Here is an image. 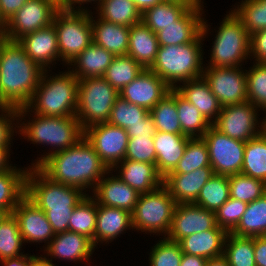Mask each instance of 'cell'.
I'll use <instances>...</instances> for the list:
<instances>
[{
    "mask_svg": "<svg viewBox=\"0 0 266 266\" xmlns=\"http://www.w3.org/2000/svg\"><path fill=\"white\" fill-rule=\"evenodd\" d=\"M44 69L32 61L18 41L6 39L0 48V100L5 107H26Z\"/></svg>",
    "mask_w": 266,
    "mask_h": 266,
    "instance_id": "cell-1",
    "label": "cell"
},
{
    "mask_svg": "<svg viewBox=\"0 0 266 266\" xmlns=\"http://www.w3.org/2000/svg\"><path fill=\"white\" fill-rule=\"evenodd\" d=\"M38 168L52 181L82 191L88 186L95 188L103 176L111 171L85 137L65 150L50 154Z\"/></svg>",
    "mask_w": 266,
    "mask_h": 266,
    "instance_id": "cell-2",
    "label": "cell"
},
{
    "mask_svg": "<svg viewBox=\"0 0 266 266\" xmlns=\"http://www.w3.org/2000/svg\"><path fill=\"white\" fill-rule=\"evenodd\" d=\"M26 196L45 212L54 233L58 234L68 231L72 212L86 194L77 187L52 181L32 166L26 176Z\"/></svg>",
    "mask_w": 266,
    "mask_h": 266,
    "instance_id": "cell-3",
    "label": "cell"
},
{
    "mask_svg": "<svg viewBox=\"0 0 266 266\" xmlns=\"http://www.w3.org/2000/svg\"><path fill=\"white\" fill-rule=\"evenodd\" d=\"M207 29L208 25L203 21L201 34L193 42L159 46L155 62L149 69L172 89L176 87L175 83L202 77L201 39L205 38Z\"/></svg>",
    "mask_w": 266,
    "mask_h": 266,
    "instance_id": "cell-4",
    "label": "cell"
},
{
    "mask_svg": "<svg viewBox=\"0 0 266 266\" xmlns=\"http://www.w3.org/2000/svg\"><path fill=\"white\" fill-rule=\"evenodd\" d=\"M46 72L47 70L44 71L29 104L18 109L19 118L25 116L31 107H34V114L38 115L76 116L79 79L71 71L47 79Z\"/></svg>",
    "mask_w": 266,
    "mask_h": 266,
    "instance_id": "cell-5",
    "label": "cell"
},
{
    "mask_svg": "<svg viewBox=\"0 0 266 266\" xmlns=\"http://www.w3.org/2000/svg\"><path fill=\"white\" fill-rule=\"evenodd\" d=\"M35 120L28 121V125L17 126L19 133L27 137L32 143L50 144L54 149L44 157L33 163V167H38L50 154L65 150L75 145L84 137V130L76 116L51 117L35 114Z\"/></svg>",
    "mask_w": 266,
    "mask_h": 266,
    "instance_id": "cell-6",
    "label": "cell"
},
{
    "mask_svg": "<svg viewBox=\"0 0 266 266\" xmlns=\"http://www.w3.org/2000/svg\"><path fill=\"white\" fill-rule=\"evenodd\" d=\"M119 92L103 77L79 79L76 118L81 128L105 123Z\"/></svg>",
    "mask_w": 266,
    "mask_h": 266,
    "instance_id": "cell-7",
    "label": "cell"
},
{
    "mask_svg": "<svg viewBox=\"0 0 266 266\" xmlns=\"http://www.w3.org/2000/svg\"><path fill=\"white\" fill-rule=\"evenodd\" d=\"M53 24L60 57L67 64L93 42L91 15L85 9H59Z\"/></svg>",
    "mask_w": 266,
    "mask_h": 266,
    "instance_id": "cell-8",
    "label": "cell"
},
{
    "mask_svg": "<svg viewBox=\"0 0 266 266\" xmlns=\"http://www.w3.org/2000/svg\"><path fill=\"white\" fill-rule=\"evenodd\" d=\"M212 47L208 68L239 67L250 55V35L233 11L223 19Z\"/></svg>",
    "mask_w": 266,
    "mask_h": 266,
    "instance_id": "cell-9",
    "label": "cell"
},
{
    "mask_svg": "<svg viewBox=\"0 0 266 266\" xmlns=\"http://www.w3.org/2000/svg\"><path fill=\"white\" fill-rule=\"evenodd\" d=\"M175 200L162 184L159 188L142 193L132 212V225L136 230L165 233L170 230Z\"/></svg>",
    "mask_w": 266,
    "mask_h": 266,
    "instance_id": "cell-10",
    "label": "cell"
},
{
    "mask_svg": "<svg viewBox=\"0 0 266 266\" xmlns=\"http://www.w3.org/2000/svg\"><path fill=\"white\" fill-rule=\"evenodd\" d=\"M202 138L207 145L214 174L230 176L241 173L246 142L228 137L213 125Z\"/></svg>",
    "mask_w": 266,
    "mask_h": 266,
    "instance_id": "cell-11",
    "label": "cell"
},
{
    "mask_svg": "<svg viewBox=\"0 0 266 266\" xmlns=\"http://www.w3.org/2000/svg\"><path fill=\"white\" fill-rule=\"evenodd\" d=\"M84 137L109 170L117 169L125 159L129 139L126 129L107 122L98 123L84 129Z\"/></svg>",
    "mask_w": 266,
    "mask_h": 266,
    "instance_id": "cell-12",
    "label": "cell"
},
{
    "mask_svg": "<svg viewBox=\"0 0 266 266\" xmlns=\"http://www.w3.org/2000/svg\"><path fill=\"white\" fill-rule=\"evenodd\" d=\"M58 10L49 0H29L7 21L6 38L18 41L27 34L51 25Z\"/></svg>",
    "mask_w": 266,
    "mask_h": 266,
    "instance_id": "cell-13",
    "label": "cell"
},
{
    "mask_svg": "<svg viewBox=\"0 0 266 266\" xmlns=\"http://www.w3.org/2000/svg\"><path fill=\"white\" fill-rule=\"evenodd\" d=\"M257 107L245 101L239 104L223 106L217 120L212 124L221 133L235 140L247 142L261 133L257 131Z\"/></svg>",
    "mask_w": 266,
    "mask_h": 266,
    "instance_id": "cell-14",
    "label": "cell"
},
{
    "mask_svg": "<svg viewBox=\"0 0 266 266\" xmlns=\"http://www.w3.org/2000/svg\"><path fill=\"white\" fill-rule=\"evenodd\" d=\"M205 69L202 76L222 107L248 101L246 72L244 73L239 67Z\"/></svg>",
    "mask_w": 266,
    "mask_h": 266,
    "instance_id": "cell-15",
    "label": "cell"
},
{
    "mask_svg": "<svg viewBox=\"0 0 266 266\" xmlns=\"http://www.w3.org/2000/svg\"><path fill=\"white\" fill-rule=\"evenodd\" d=\"M216 225L214 212L193 203L176 204L166 238L179 242L186 236L213 229Z\"/></svg>",
    "mask_w": 266,
    "mask_h": 266,
    "instance_id": "cell-16",
    "label": "cell"
},
{
    "mask_svg": "<svg viewBox=\"0 0 266 266\" xmlns=\"http://www.w3.org/2000/svg\"><path fill=\"white\" fill-rule=\"evenodd\" d=\"M171 89L156 73L150 69H144L131 83L119 91V96L150 111L169 94Z\"/></svg>",
    "mask_w": 266,
    "mask_h": 266,
    "instance_id": "cell-17",
    "label": "cell"
},
{
    "mask_svg": "<svg viewBox=\"0 0 266 266\" xmlns=\"http://www.w3.org/2000/svg\"><path fill=\"white\" fill-rule=\"evenodd\" d=\"M24 242L50 241L55 233L45 212L25 196L13 209Z\"/></svg>",
    "mask_w": 266,
    "mask_h": 266,
    "instance_id": "cell-18",
    "label": "cell"
},
{
    "mask_svg": "<svg viewBox=\"0 0 266 266\" xmlns=\"http://www.w3.org/2000/svg\"><path fill=\"white\" fill-rule=\"evenodd\" d=\"M214 175L212 167L198 168L184 174H167L163 185L176 204L194 203L206 182Z\"/></svg>",
    "mask_w": 266,
    "mask_h": 266,
    "instance_id": "cell-19",
    "label": "cell"
},
{
    "mask_svg": "<svg viewBox=\"0 0 266 266\" xmlns=\"http://www.w3.org/2000/svg\"><path fill=\"white\" fill-rule=\"evenodd\" d=\"M26 55L46 70L48 65L60 58L57 33L51 25L27 34L18 40Z\"/></svg>",
    "mask_w": 266,
    "mask_h": 266,
    "instance_id": "cell-20",
    "label": "cell"
},
{
    "mask_svg": "<svg viewBox=\"0 0 266 266\" xmlns=\"http://www.w3.org/2000/svg\"><path fill=\"white\" fill-rule=\"evenodd\" d=\"M202 6L190 7L176 22L157 32L159 46L181 45L193 42L202 31Z\"/></svg>",
    "mask_w": 266,
    "mask_h": 266,
    "instance_id": "cell-21",
    "label": "cell"
},
{
    "mask_svg": "<svg viewBox=\"0 0 266 266\" xmlns=\"http://www.w3.org/2000/svg\"><path fill=\"white\" fill-rule=\"evenodd\" d=\"M105 176L93 189L94 200L99 205L125 209L132 213L138 202L140 193L123 182L118 176Z\"/></svg>",
    "mask_w": 266,
    "mask_h": 266,
    "instance_id": "cell-22",
    "label": "cell"
},
{
    "mask_svg": "<svg viewBox=\"0 0 266 266\" xmlns=\"http://www.w3.org/2000/svg\"><path fill=\"white\" fill-rule=\"evenodd\" d=\"M189 138V136L183 134L156 131L153 136L156 151V169L163 178L177 166L185 152Z\"/></svg>",
    "mask_w": 266,
    "mask_h": 266,
    "instance_id": "cell-23",
    "label": "cell"
},
{
    "mask_svg": "<svg viewBox=\"0 0 266 266\" xmlns=\"http://www.w3.org/2000/svg\"><path fill=\"white\" fill-rule=\"evenodd\" d=\"M49 242L45 247L48 255L70 261H88L95 248L90 238L71 231L55 234Z\"/></svg>",
    "mask_w": 266,
    "mask_h": 266,
    "instance_id": "cell-24",
    "label": "cell"
},
{
    "mask_svg": "<svg viewBox=\"0 0 266 266\" xmlns=\"http://www.w3.org/2000/svg\"><path fill=\"white\" fill-rule=\"evenodd\" d=\"M183 85L182 87L176 86L174 89L183 98L193 104L210 124H213L217 120L222 106L211 92L210 86L205 78L202 76L192 79L183 82Z\"/></svg>",
    "mask_w": 266,
    "mask_h": 266,
    "instance_id": "cell-25",
    "label": "cell"
},
{
    "mask_svg": "<svg viewBox=\"0 0 266 266\" xmlns=\"http://www.w3.org/2000/svg\"><path fill=\"white\" fill-rule=\"evenodd\" d=\"M227 232L216 225L199 233H193L179 241L184 254L197 255L208 259L224 254V242Z\"/></svg>",
    "mask_w": 266,
    "mask_h": 266,
    "instance_id": "cell-26",
    "label": "cell"
},
{
    "mask_svg": "<svg viewBox=\"0 0 266 266\" xmlns=\"http://www.w3.org/2000/svg\"><path fill=\"white\" fill-rule=\"evenodd\" d=\"M133 228L132 213L125 209L97 204L96 230L94 246L98 242H109L126 229Z\"/></svg>",
    "mask_w": 266,
    "mask_h": 266,
    "instance_id": "cell-27",
    "label": "cell"
},
{
    "mask_svg": "<svg viewBox=\"0 0 266 266\" xmlns=\"http://www.w3.org/2000/svg\"><path fill=\"white\" fill-rule=\"evenodd\" d=\"M119 170V178L140 194L151 192L163 184V177L158 173L155 164L135 162L124 159Z\"/></svg>",
    "mask_w": 266,
    "mask_h": 266,
    "instance_id": "cell-28",
    "label": "cell"
},
{
    "mask_svg": "<svg viewBox=\"0 0 266 266\" xmlns=\"http://www.w3.org/2000/svg\"><path fill=\"white\" fill-rule=\"evenodd\" d=\"M158 49L157 35L142 21L130 27L127 55L144 69H149L153 65Z\"/></svg>",
    "mask_w": 266,
    "mask_h": 266,
    "instance_id": "cell-29",
    "label": "cell"
},
{
    "mask_svg": "<svg viewBox=\"0 0 266 266\" xmlns=\"http://www.w3.org/2000/svg\"><path fill=\"white\" fill-rule=\"evenodd\" d=\"M91 17L93 43L105 48L114 56L127 55L130 27Z\"/></svg>",
    "mask_w": 266,
    "mask_h": 266,
    "instance_id": "cell-30",
    "label": "cell"
},
{
    "mask_svg": "<svg viewBox=\"0 0 266 266\" xmlns=\"http://www.w3.org/2000/svg\"><path fill=\"white\" fill-rule=\"evenodd\" d=\"M114 55L105 48L100 47L93 42L71 62V65H77L72 73L78 79L89 77H103L108 66L112 63ZM74 63V64H72Z\"/></svg>",
    "mask_w": 266,
    "mask_h": 266,
    "instance_id": "cell-31",
    "label": "cell"
},
{
    "mask_svg": "<svg viewBox=\"0 0 266 266\" xmlns=\"http://www.w3.org/2000/svg\"><path fill=\"white\" fill-rule=\"evenodd\" d=\"M13 168L0 172V208L12 214L16 205L26 196L27 170Z\"/></svg>",
    "mask_w": 266,
    "mask_h": 266,
    "instance_id": "cell-32",
    "label": "cell"
},
{
    "mask_svg": "<svg viewBox=\"0 0 266 266\" xmlns=\"http://www.w3.org/2000/svg\"><path fill=\"white\" fill-rule=\"evenodd\" d=\"M190 8L188 4L163 1L145 10L141 21L155 34L175 22Z\"/></svg>",
    "mask_w": 266,
    "mask_h": 266,
    "instance_id": "cell-33",
    "label": "cell"
},
{
    "mask_svg": "<svg viewBox=\"0 0 266 266\" xmlns=\"http://www.w3.org/2000/svg\"><path fill=\"white\" fill-rule=\"evenodd\" d=\"M231 233L244 237H259L266 234V193L248 203L239 223Z\"/></svg>",
    "mask_w": 266,
    "mask_h": 266,
    "instance_id": "cell-34",
    "label": "cell"
},
{
    "mask_svg": "<svg viewBox=\"0 0 266 266\" xmlns=\"http://www.w3.org/2000/svg\"><path fill=\"white\" fill-rule=\"evenodd\" d=\"M241 173L266 183V136L262 132L245 143Z\"/></svg>",
    "mask_w": 266,
    "mask_h": 266,
    "instance_id": "cell-35",
    "label": "cell"
},
{
    "mask_svg": "<svg viewBox=\"0 0 266 266\" xmlns=\"http://www.w3.org/2000/svg\"><path fill=\"white\" fill-rule=\"evenodd\" d=\"M98 6L99 17L107 22L127 27L141 22L142 13L131 0H101Z\"/></svg>",
    "mask_w": 266,
    "mask_h": 266,
    "instance_id": "cell-36",
    "label": "cell"
},
{
    "mask_svg": "<svg viewBox=\"0 0 266 266\" xmlns=\"http://www.w3.org/2000/svg\"><path fill=\"white\" fill-rule=\"evenodd\" d=\"M149 112L156 131L181 134L175 89H171L169 94L160 100Z\"/></svg>",
    "mask_w": 266,
    "mask_h": 266,
    "instance_id": "cell-37",
    "label": "cell"
},
{
    "mask_svg": "<svg viewBox=\"0 0 266 266\" xmlns=\"http://www.w3.org/2000/svg\"><path fill=\"white\" fill-rule=\"evenodd\" d=\"M176 107L179 115L181 134L190 138L203 137L212 124L203 117L193 104L183 98L177 91Z\"/></svg>",
    "mask_w": 266,
    "mask_h": 266,
    "instance_id": "cell-38",
    "label": "cell"
},
{
    "mask_svg": "<svg viewBox=\"0 0 266 266\" xmlns=\"http://www.w3.org/2000/svg\"><path fill=\"white\" fill-rule=\"evenodd\" d=\"M229 198L228 176L214 174L203 186L193 204L216 213Z\"/></svg>",
    "mask_w": 266,
    "mask_h": 266,
    "instance_id": "cell-39",
    "label": "cell"
},
{
    "mask_svg": "<svg viewBox=\"0 0 266 266\" xmlns=\"http://www.w3.org/2000/svg\"><path fill=\"white\" fill-rule=\"evenodd\" d=\"M97 203L94 197L86 195L74 208L69 219L68 231L76 232L90 238L94 244L96 230Z\"/></svg>",
    "mask_w": 266,
    "mask_h": 266,
    "instance_id": "cell-40",
    "label": "cell"
},
{
    "mask_svg": "<svg viewBox=\"0 0 266 266\" xmlns=\"http://www.w3.org/2000/svg\"><path fill=\"white\" fill-rule=\"evenodd\" d=\"M144 68L128 55L115 56L103 78L118 92L131 83Z\"/></svg>",
    "mask_w": 266,
    "mask_h": 266,
    "instance_id": "cell-41",
    "label": "cell"
},
{
    "mask_svg": "<svg viewBox=\"0 0 266 266\" xmlns=\"http://www.w3.org/2000/svg\"><path fill=\"white\" fill-rule=\"evenodd\" d=\"M228 242V244H226ZM224 254L229 266H256L254 260V237L228 233L224 242Z\"/></svg>",
    "mask_w": 266,
    "mask_h": 266,
    "instance_id": "cell-42",
    "label": "cell"
},
{
    "mask_svg": "<svg viewBox=\"0 0 266 266\" xmlns=\"http://www.w3.org/2000/svg\"><path fill=\"white\" fill-rule=\"evenodd\" d=\"M208 166L211 165L205 140L202 137L189 138L182 158L168 174H184Z\"/></svg>",
    "mask_w": 266,
    "mask_h": 266,
    "instance_id": "cell-43",
    "label": "cell"
},
{
    "mask_svg": "<svg viewBox=\"0 0 266 266\" xmlns=\"http://www.w3.org/2000/svg\"><path fill=\"white\" fill-rule=\"evenodd\" d=\"M230 197L246 203L266 193V183L242 173L228 176Z\"/></svg>",
    "mask_w": 266,
    "mask_h": 266,
    "instance_id": "cell-44",
    "label": "cell"
},
{
    "mask_svg": "<svg viewBox=\"0 0 266 266\" xmlns=\"http://www.w3.org/2000/svg\"><path fill=\"white\" fill-rule=\"evenodd\" d=\"M150 115L146 108L130 103L120 96L115 100L107 123L127 129L136 123H143Z\"/></svg>",
    "mask_w": 266,
    "mask_h": 266,
    "instance_id": "cell-45",
    "label": "cell"
},
{
    "mask_svg": "<svg viewBox=\"0 0 266 266\" xmlns=\"http://www.w3.org/2000/svg\"><path fill=\"white\" fill-rule=\"evenodd\" d=\"M239 6L232 11L249 35L266 29V0H245Z\"/></svg>",
    "mask_w": 266,
    "mask_h": 266,
    "instance_id": "cell-46",
    "label": "cell"
},
{
    "mask_svg": "<svg viewBox=\"0 0 266 266\" xmlns=\"http://www.w3.org/2000/svg\"><path fill=\"white\" fill-rule=\"evenodd\" d=\"M22 243L24 240L18 222L10 214L0 223V261L23 255L19 253Z\"/></svg>",
    "mask_w": 266,
    "mask_h": 266,
    "instance_id": "cell-47",
    "label": "cell"
},
{
    "mask_svg": "<svg viewBox=\"0 0 266 266\" xmlns=\"http://www.w3.org/2000/svg\"><path fill=\"white\" fill-rule=\"evenodd\" d=\"M247 99L257 108L266 109V63H256L246 70Z\"/></svg>",
    "mask_w": 266,
    "mask_h": 266,
    "instance_id": "cell-48",
    "label": "cell"
},
{
    "mask_svg": "<svg viewBox=\"0 0 266 266\" xmlns=\"http://www.w3.org/2000/svg\"><path fill=\"white\" fill-rule=\"evenodd\" d=\"M151 266H180L183 252L179 242L164 239L159 241L150 253Z\"/></svg>",
    "mask_w": 266,
    "mask_h": 266,
    "instance_id": "cell-49",
    "label": "cell"
},
{
    "mask_svg": "<svg viewBox=\"0 0 266 266\" xmlns=\"http://www.w3.org/2000/svg\"><path fill=\"white\" fill-rule=\"evenodd\" d=\"M248 203L229 198L215 213L216 224L231 233L239 223Z\"/></svg>",
    "mask_w": 266,
    "mask_h": 266,
    "instance_id": "cell-50",
    "label": "cell"
},
{
    "mask_svg": "<svg viewBox=\"0 0 266 266\" xmlns=\"http://www.w3.org/2000/svg\"><path fill=\"white\" fill-rule=\"evenodd\" d=\"M125 159L156 165L153 138H147V136L129 137Z\"/></svg>",
    "mask_w": 266,
    "mask_h": 266,
    "instance_id": "cell-51",
    "label": "cell"
},
{
    "mask_svg": "<svg viewBox=\"0 0 266 266\" xmlns=\"http://www.w3.org/2000/svg\"><path fill=\"white\" fill-rule=\"evenodd\" d=\"M1 112L3 113L2 115H0V147H9L8 145L10 144V141L12 140V134L14 133L12 122L14 121V119L18 118V109L5 107Z\"/></svg>",
    "mask_w": 266,
    "mask_h": 266,
    "instance_id": "cell-52",
    "label": "cell"
},
{
    "mask_svg": "<svg viewBox=\"0 0 266 266\" xmlns=\"http://www.w3.org/2000/svg\"><path fill=\"white\" fill-rule=\"evenodd\" d=\"M253 53L256 63H266V29L250 35V54Z\"/></svg>",
    "mask_w": 266,
    "mask_h": 266,
    "instance_id": "cell-53",
    "label": "cell"
},
{
    "mask_svg": "<svg viewBox=\"0 0 266 266\" xmlns=\"http://www.w3.org/2000/svg\"><path fill=\"white\" fill-rule=\"evenodd\" d=\"M126 132L128 137L147 136V138H153L156 133V128L151 115H149L143 123H136L129 126Z\"/></svg>",
    "mask_w": 266,
    "mask_h": 266,
    "instance_id": "cell-54",
    "label": "cell"
},
{
    "mask_svg": "<svg viewBox=\"0 0 266 266\" xmlns=\"http://www.w3.org/2000/svg\"><path fill=\"white\" fill-rule=\"evenodd\" d=\"M29 0H0V13L7 22Z\"/></svg>",
    "mask_w": 266,
    "mask_h": 266,
    "instance_id": "cell-55",
    "label": "cell"
},
{
    "mask_svg": "<svg viewBox=\"0 0 266 266\" xmlns=\"http://www.w3.org/2000/svg\"><path fill=\"white\" fill-rule=\"evenodd\" d=\"M254 260L256 266H266V237H254Z\"/></svg>",
    "mask_w": 266,
    "mask_h": 266,
    "instance_id": "cell-56",
    "label": "cell"
},
{
    "mask_svg": "<svg viewBox=\"0 0 266 266\" xmlns=\"http://www.w3.org/2000/svg\"><path fill=\"white\" fill-rule=\"evenodd\" d=\"M206 262L204 257L183 253L180 266H205Z\"/></svg>",
    "mask_w": 266,
    "mask_h": 266,
    "instance_id": "cell-57",
    "label": "cell"
},
{
    "mask_svg": "<svg viewBox=\"0 0 266 266\" xmlns=\"http://www.w3.org/2000/svg\"><path fill=\"white\" fill-rule=\"evenodd\" d=\"M27 255L28 254H24L14 258L4 259L0 262H2L4 266H29V256Z\"/></svg>",
    "mask_w": 266,
    "mask_h": 266,
    "instance_id": "cell-58",
    "label": "cell"
},
{
    "mask_svg": "<svg viewBox=\"0 0 266 266\" xmlns=\"http://www.w3.org/2000/svg\"><path fill=\"white\" fill-rule=\"evenodd\" d=\"M138 10L143 13L145 10L157 5L158 3H161L165 0H131Z\"/></svg>",
    "mask_w": 266,
    "mask_h": 266,
    "instance_id": "cell-59",
    "label": "cell"
},
{
    "mask_svg": "<svg viewBox=\"0 0 266 266\" xmlns=\"http://www.w3.org/2000/svg\"><path fill=\"white\" fill-rule=\"evenodd\" d=\"M9 147H0V172L9 170L12 168L11 164L9 166L7 158H9Z\"/></svg>",
    "mask_w": 266,
    "mask_h": 266,
    "instance_id": "cell-60",
    "label": "cell"
},
{
    "mask_svg": "<svg viewBox=\"0 0 266 266\" xmlns=\"http://www.w3.org/2000/svg\"><path fill=\"white\" fill-rule=\"evenodd\" d=\"M51 261L52 260H47V258H42L41 256H29V266H55Z\"/></svg>",
    "mask_w": 266,
    "mask_h": 266,
    "instance_id": "cell-61",
    "label": "cell"
},
{
    "mask_svg": "<svg viewBox=\"0 0 266 266\" xmlns=\"http://www.w3.org/2000/svg\"><path fill=\"white\" fill-rule=\"evenodd\" d=\"M205 266H229L224 256L208 259Z\"/></svg>",
    "mask_w": 266,
    "mask_h": 266,
    "instance_id": "cell-62",
    "label": "cell"
},
{
    "mask_svg": "<svg viewBox=\"0 0 266 266\" xmlns=\"http://www.w3.org/2000/svg\"><path fill=\"white\" fill-rule=\"evenodd\" d=\"M166 1H174V2L188 4L190 7L202 5L201 0H166Z\"/></svg>",
    "mask_w": 266,
    "mask_h": 266,
    "instance_id": "cell-63",
    "label": "cell"
},
{
    "mask_svg": "<svg viewBox=\"0 0 266 266\" xmlns=\"http://www.w3.org/2000/svg\"><path fill=\"white\" fill-rule=\"evenodd\" d=\"M91 1H95V0H67V9H73V7H74V3L76 4H81L82 5V3H87V2H91ZM96 1H98V0H96ZM101 0H99L98 2H100ZM73 5V6H72Z\"/></svg>",
    "mask_w": 266,
    "mask_h": 266,
    "instance_id": "cell-64",
    "label": "cell"
},
{
    "mask_svg": "<svg viewBox=\"0 0 266 266\" xmlns=\"http://www.w3.org/2000/svg\"><path fill=\"white\" fill-rule=\"evenodd\" d=\"M59 9H67V0H49Z\"/></svg>",
    "mask_w": 266,
    "mask_h": 266,
    "instance_id": "cell-65",
    "label": "cell"
},
{
    "mask_svg": "<svg viewBox=\"0 0 266 266\" xmlns=\"http://www.w3.org/2000/svg\"><path fill=\"white\" fill-rule=\"evenodd\" d=\"M7 22L3 19L0 13V33H5Z\"/></svg>",
    "mask_w": 266,
    "mask_h": 266,
    "instance_id": "cell-66",
    "label": "cell"
},
{
    "mask_svg": "<svg viewBox=\"0 0 266 266\" xmlns=\"http://www.w3.org/2000/svg\"><path fill=\"white\" fill-rule=\"evenodd\" d=\"M10 215L6 210L0 208V223L8 216Z\"/></svg>",
    "mask_w": 266,
    "mask_h": 266,
    "instance_id": "cell-67",
    "label": "cell"
},
{
    "mask_svg": "<svg viewBox=\"0 0 266 266\" xmlns=\"http://www.w3.org/2000/svg\"><path fill=\"white\" fill-rule=\"evenodd\" d=\"M266 111V109H265ZM261 132L266 136V118L263 119L261 123Z\"/></svg>",
    "mask_w": 266,
    "mask_h": 266,
    "instance_id": "cell-68",
    "label": "cell"
},
{
    "mask_svg": "<svg viewBox=\"0 0 266 266\" xmlns=\"http://www.w3.org/2000/svg\"><path fill=\"white\" fill-rule=\"evenodd\" d=\"M6 39L5 33H0V48Z\"/></svg>",
    "mask_w": 266,
    "mask_h": 266,
    "instance_id": "cell-69",
    "label": "cell"
},
{
    "mask_svg": "<svg viewBox=\"0 0 266 266\" xmlns=\"http://www.w3.org/2000/svg\"><path fill=\"white\" fill-rule=\"evenodd\" d=\"M3 108H5V106L3 105V103L0 100V110H2Z\"/></svg>",
    "mask_w": 266,
    "mask_h": 266,
    "instance_id": "cell-70",
    "label": "cell"
}]
</instances>
